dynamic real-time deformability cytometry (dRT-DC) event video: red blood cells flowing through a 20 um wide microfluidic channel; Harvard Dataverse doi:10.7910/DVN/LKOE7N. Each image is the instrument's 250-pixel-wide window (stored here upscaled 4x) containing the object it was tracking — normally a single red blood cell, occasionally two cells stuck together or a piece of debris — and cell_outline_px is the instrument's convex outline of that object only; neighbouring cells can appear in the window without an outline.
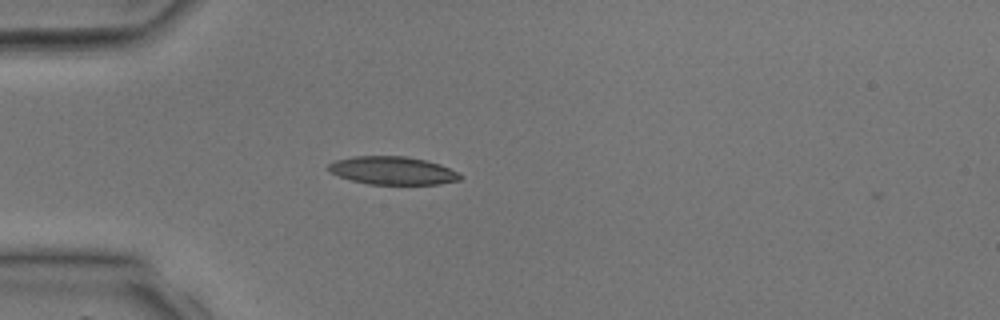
{"species": "common noctule bat (a hibernating species)", "species_latin": "Nyctalus noctula", "temperature_condition": "room temperature", "stored_images_in_passage": 29, "camera_frame_rate_fps": 3000, "um_per_image_px": 0.085, "animal": {"sex": "male", "body_mass_g": 17.9, "forearm_length_mm": 54.2}, "frame": {"image": 1, "passage_image": 1, "time_ms": 0.0, "image_size_px": [1000, 320], "cell_outline_px": [[464, 176], [460, 180], [440, 184], [368, 184], [352, 180], [340, 176], [332, 172], [328, 168], [328, 164], [336, 160], [352, 156], [408, 156], [440, 164]], "centroid_in_image_um": [33.39, 14.49], "position_along_channel_um": 51.6, "area_um2": 21.39}}
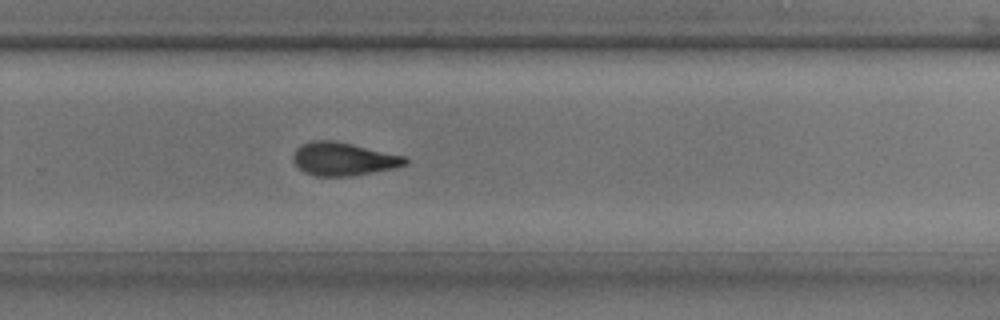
{"frame": {"image": 2, "passage_image": 16, "time_ms": 5.0, "image_size_px": [1000, 320], "cell_outline_px": [[408, 164], [396, 168], [352, 176], [316, 176], [304, 172], [292, 160], [292, 156], [296, 148], [300, 144], [312, 140], [332, 140], [352, 144], [408, 156]], "centroid_in_image_um": [29.22, 13.51], "position_along_channel_um": 300.6, "area_um2": 21.96}}
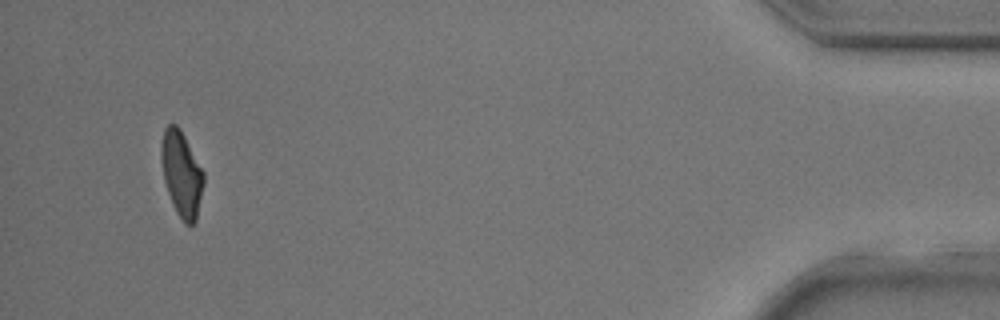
{"frame": {"image": 3, "passage_image": 27, "time_ms": 8.667, "image_size_px": [1000, 320], "cell_outline_px": [[204, 184], [196, 220], [192, 224], [184, 224], [176, 212], [172, 204], [164, 180], [160, 156], [160, 144], [164, 128], [168, 124], [176, 124], [180, 128], [204, 172]], "centroid_in_image_um": [15.42, 14.76], "position_along_channel_um": 419.8, "area_um2": 21.21}}